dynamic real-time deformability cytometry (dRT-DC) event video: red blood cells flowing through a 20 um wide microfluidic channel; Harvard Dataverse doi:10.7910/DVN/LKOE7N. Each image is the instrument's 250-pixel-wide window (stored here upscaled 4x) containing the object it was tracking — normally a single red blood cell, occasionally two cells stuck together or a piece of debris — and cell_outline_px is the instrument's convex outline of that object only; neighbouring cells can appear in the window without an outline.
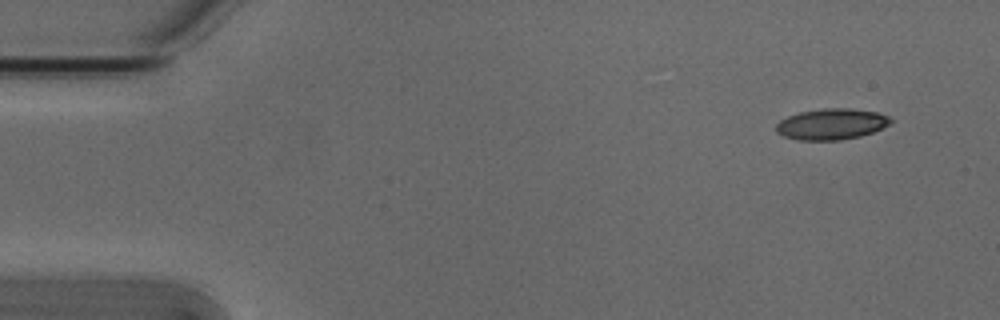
{"species": "Egyptian fruit bat (a non-hibernating species)", "species_latin": "Rousettus aegyptiacus", "temperature_condition": "cold", "stored_images_in_passage": 4, "camera_frame_rate_fps": 3000, "um_per_image_px": 0.085, "animal": {"sex": "male"}, "frame": {"image": 1, "passage_image": 1, "time_ms": 0.0, "image_size_px": [1000, 320], "cell_outline_px": [[892, 120], [888, 124], [872, 132], [860, 136], [840, 140], [796, 140], [784, 136], [776, 132], [776, 124], [780, 120], [788, 116], [800, 112], [824, 108], [848, 108], [876, 112], [888, 116]], "centroid_in_image_um": [70.63, 10.55], "position_along_channel_um": 14.4, "area_um2": 20.52}}
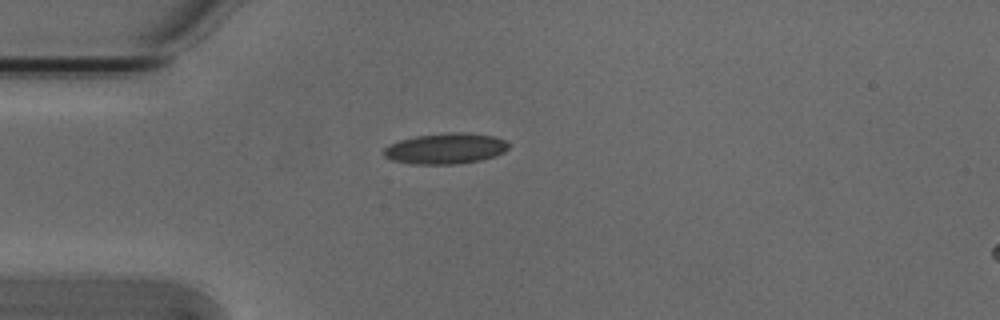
{"frame": {"image": 2, "passage_image": 4, "time_ms": 1.0, "image_size_px": [1000, 320], "cell_outline_px": [[508, 148], [504, 152], [496, 156], [480, 160], [456, 164], [412, 164], [392, 160], [384, 156], [384, 148], [388, 144], [400, 140], [416, 136], [448, 132], [468, 132], [492, 136], [504, 140], [508, 144]], "centroid_in_image_um": [37.86, 12.62], "position_along_channel_um": 47.1, "area_um2": 22.43}}